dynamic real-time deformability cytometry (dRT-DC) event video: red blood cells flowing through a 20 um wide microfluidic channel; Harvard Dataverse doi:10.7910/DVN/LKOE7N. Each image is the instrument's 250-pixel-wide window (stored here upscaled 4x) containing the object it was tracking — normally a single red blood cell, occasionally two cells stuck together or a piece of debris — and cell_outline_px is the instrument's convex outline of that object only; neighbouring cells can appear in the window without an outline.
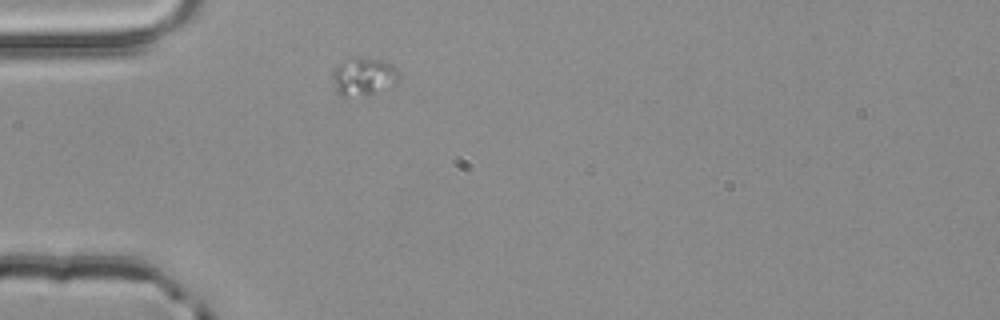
{"species": "common noctule bat (a hibernating species)", "species_latin": "Nyctalus noctula", "temperature_condition": "room temperature", "stored_images_in_passage": 1, "camera_frame_rate_fps": 3000, "um_per_image_px": 0.085, "animal": {"sex": "male", "body_mass_g": 20.4}, "frame": {"image": 1, "passage_image": 1, "time_ms": 0.0, "image_size_px": [1000, 320], "cell_outline_px": [[400, 80], [368, 96], [340, 96], [336, 92], [332, 76], [332, 72], [340, 64], [356, 60], [384, 60], [392, 64], [400, 72]], "centroid_in_image_um": [30.94, 6.57], "position_along_channel_um": 54.1, "area_um2": 14.16}}